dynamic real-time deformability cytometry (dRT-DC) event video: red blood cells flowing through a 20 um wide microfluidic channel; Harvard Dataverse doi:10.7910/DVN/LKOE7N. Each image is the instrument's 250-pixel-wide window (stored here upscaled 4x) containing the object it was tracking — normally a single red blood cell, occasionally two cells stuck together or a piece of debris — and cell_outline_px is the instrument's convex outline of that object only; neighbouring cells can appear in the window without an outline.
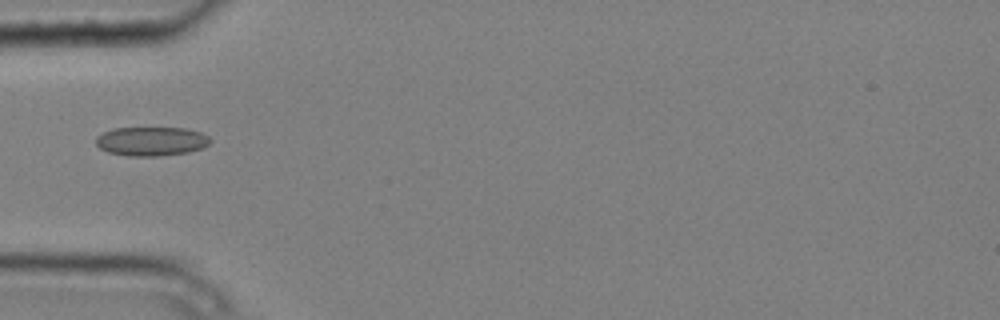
{"species": "common noctule bat (a hibernating species)", "species_latin": "Nyctalus noctula", "temperature_condition": "cold", "stored_images_in_passage": 6, "camera_frame_rate_fps": 3000, "um_per_image_px": 0.085, "animal": {"sex": "male", "body_mass_g": 20.4}, "frame": {"image": 1, "passage_image": 6, "time_ms": 1.667, "image_size_px": [1000, 320], "cell_outline_px": [[212, 140], [208, 144], [200, 148], [188, 152], [156, 156], [132, 156], [108, 152], [100, 148], [96, 144], [96, 136], [112, 128], [184, 128], [200, 132], [208, 136]], "centroid_in_image_um": [12.84, 12.0], "position_along_channel_um": 72.2, "area_um2": 19.19}}